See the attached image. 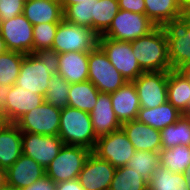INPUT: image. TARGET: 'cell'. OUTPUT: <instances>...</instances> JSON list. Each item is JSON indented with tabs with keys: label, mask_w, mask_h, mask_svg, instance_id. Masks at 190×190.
<instances>
[{
	"label": "cell",
	"mask_w": 190,
	"mask_h": 190,
	"mask_svg": "<svg viewBox=\"0 0 190 190\" xmlns=\"http://www.w3.org/2000/svg\"><path fill=\"white\" fill-rule=\"evenodd\" d=\"M185 35L168 27H156L149 34L131 41L134 56L143 72L175 68L178 45Z\"/></svg>",
	"instance_id": "obj_1"
},
{
	"label": "cell",
	"mask_w": 190,
	"mask_h": 190,
	"mask_svg": "<svg viewBox=\"0 0 190 190\" xmlns=\"http://www.w3.org/2000/svg\"><path fill=\"white\" fill-rule=\"evenodd\" d=\"M60 55L53 49H41L26 54L16 85L32 93L45 95L52 74L58 73Z\"/></svg>",
	"instance_id": "obj_2"
},
{
	"label": "cell",
	"mask_w": 190,
	"mask_h": 190,
	"mask_svg": "<svg viewBox=\"0 0 190 190\" xmlns=\"http://www.w3.org/2000/svg\"><path fill=\"white\" fill-rule=\"evenodd\" d=\"M58 137L66 145L82 146L93 151L97 138L90 113L70 106L61 109Z\"/></svg>",
	"instance_id": "obj_3"
},
{
	"label": "cell",
	"mask_w": 190,
	"mask_h": 190,
	"mask_svg": "<svg viewBox=\"0 0 190 190\" xmlns=\"http://www.w3.org/2000/svg\"><path fill=\"white\" fill-rule=\"evenodd\" d=\"M99 35L91 28L78 26L64 19L59 23L52 49L57 53L90 52L98 46Z\"/></svg>",
	"instance_id": "obj_4"
},
{
	"label": "cell",
	"mask_w": 190,
	"mask_h": 190,
	"mask_svg": "<svg viewBox=\"0 0 190 190\" xmlns=\"http://www.w3.org/2000/svg\"><path fill=\"white\" fill-rule=\"evenodd\" d=\"M157 26L147 17L120 9L108 30L99 37H108L116 41L131 42L149 34Z\"/></svg>",
	"instance_id": "obj_5"
},
{
	"label": "cell",
	"mask_w": 190,
	"mask_h": 190,
	"mask_svg": "<svg viewBox=\"0 0 190 190\" xmlns=\"http://www.w3.org/2000/svg\"><path fill=\"white\" fill-rule=\"evenodd\" d=\"M91 150L75 145L64 144L58 155L45 169L46 175L56 184L78 179L83 165Z\"/></svg>",
	"instance_id": "obj_6"
},
{
	"label": "cell",
	"mask_w": 190,
	"mask_h": 190,
	"mask_svg": "<svg viewBox=\"0 0 190 190\" xmlns=\"http://www.w3.org/2000/svg\"><path fill=\"white\" fill-rule=\"evenodd\" d=\"M145 14L157 27H168L190 35L181 0H144Z\"/></svg>",
	"instance_id": "obj_7"
},
{
	"label": "cell",
	"mask_w": 190,
	"mask_h": 190,
	"mask_svg": "<svg viewBox=\"0 0 190 190\" xmlns=\"http://www.w3.org/2000/svg\"><path fill=\"white\" fill-rule=\"evenodd\" d=\"M88 64V80L102 93L115 92L127 83L99 46L89 52Z\"/></svg>",
	"instance_id": "obj_8"
},
{
	"label": "cell",
	"mask_w": 190,
	"mask_h": 190,
	"mask_svg": "<svg viewBox=\"0 0 190 190\" xmlns=\"http://www.w3.org/2000/svg\"><path fill=\"white\" fill-rule=\"evenodd\" d=\"M98 46L104 51L113 67L127 82L137 79L143 71L136 60L131 42L99 37Z\"/></svg>",
	"instance_id": "obj_9"
},
{
	"label": "cell",
	"mask_w": 190,
	"mask_h": 190,
	"mask_svg": "<svg viewBox=\"0 0 190 190\" xmlns=\"http://www.w3.org/2000/svg\"><path fill=\"white\" fill-rule=\"evenodd\" d=\"M61 109L44 102L42 105L24 114L15 124L22 132L58 136Z\"/></svg>",
	"instance_id": "obj_10"
},
{
	"label": "cell",
	"mask_w": 190,
	"mask_h": 190,
	"mask_svg": "<svg viewBox=\"0 0 190 190\" xmlns=\"http://www.w3.org/2000/svg\"><path fill=\"white\" fill-rule=\"evenodd\" d=\"M135 148L122 129L97 138L93 153L107 160L115 168L126 166L135 154Z\"/></svg>",
	"instance_id": "obj_11"
},
{
	"label": "cell",
	"mask_w": 190,
	"mask_h": 190,
	"mask_svg": "<svg viewBox=\"0 0 190 190\" xmlns=\"http://www.w3.org/2000/svg\"><path fill=\"white\" fill-rule=\"evenodd\" d=\"M132 82L135 85L141 108H155L168 101V72H143Z\"/></svg>",
	"instance_id": "obj_12"
},
{
	"label": "cell",
	"mask_w": 190,
	"mask_h": 190,
	"mask_svg": "<svg viewBox=\"0 0 190 190\" xmlns=\"http://www.w3.org/2000/svg\"><path fill=\"white\" fill-rule=\"evenodd\" d=\"M63 145L58 136L22 132V154L33 158L44 169L58 155Z\"/></svg>",
	"instance_id": "obj_13"
},
{
	"label": "cell",
	"mask_w": 190,
	"mask_h": 190,
	"mask_svg": "<svg viewBox=\"0 0 190 190\" xmlns=\"http://www.w3.org/2000/svg\"><path fill=\"white\" fill-rule=\"evenodd\" d=\"M0 34L9 51L33 53V25L23 14L2 21Z\"/></svg>",
	"instance_id": "obj_14"
},
{
	"label": "cell",
	"mask_w": 190,
	"mask_h": 190,
	"mask_svg": "<svg viewBox=\"0 0 190 190\" xmlns=\"http://www.w3.org/2000/svg\"><path fill=\"white\" fill-rule=\"evenodd\" d=\"M116 168L92 151L88 155L78 181L85 190H108Z\"/></svg>",
	"instance_id": "obj_15"
},
{
	"label": "cell",
	"mask_w": 190,
	"mask_h": 190,
	"mask_svg": "<svg viewBox=\"0 0 190 190\" xmlns=\"http://www.w3.org/2000/svg\"><path fill=\"white\" fill-rule=\"evenodd\" d=\"M44 96L32 93L20 86L12 85L8 94V100L3 107L4 120L6 123H15L24 114L44 103Z\"/></svg>",
	"instance_id": "obj_16"
},
{
	"label": "cell",
	"mask_w": 190,
	"mask_h": 190,
	"mask_svg": "<svg viewBox=\"0 0 190 190\" xmlns=\"http://www.w3.org/2000/svg\"><path fill=\"white\" fill-rule=\"evenodd\" d=\"M46 175L45 169L33 158L21 155L19 159L6 170V187L21 190Z\"/></svg>",
	"instance_id": "obj_17"
},
{
	"label": "cell",
	"mask_w": 190,
	"mask_h": 190,
	"mask_svg": "<svg viewBox=\"0 0 190 190\" xmlns=\"http://www.w3.org/2000/svg\"><path fill=\"white\" fill-rule=\"evenodd\" d=\"M121 129L133 144L136 151H153L160 153L162 149L160 131L137 119L121 124Z\"/></svg>",
	"instance_id": "obj_18"
},
{
	"label": "cell",
	"mask_w": 190,
	"mask_h": 190,
	"mask_svg": "<svg viewBox=\"0 0 190 190\" xmlns=\"http://www.w3.org/2000/svg\"><path fill=\"white\" fill-rule=\"evenodd\" d=\"M96 103L90 113L96 138L121 129V123L113 111L110 93L99 92Z\"/></svg>",
	"instance_id": "obj_19"
},
{
	"label": "cell",
	"mask_w": 190,
	"mask_h": 190,
	"mask_svg": "<svg viewBox=\"0 0 190 190\" xmlns=\"http://www.w3.org/2000/svg\"><path fill=\"white\" fill-rule=\"evenodd\" d=\"M113 111L121 124L135 120L141 108L133 82H127L117 91L110 93Z\"/></svg>",
	"instance_id": "obj_20"
},
{
	"label": "cell",
	"mask_w": 190,
	"mask_h": 190,
	"mask_svg": "<svg viewBox=\"0 0 190 190\" xmlns=\"http://www.w3.org/2000/svg\"><path fill=\"white\" fill-rule=\"evenodd\" d=\"M22 155V131L15 123L0 126V167L7 170Z\"/></svg>",
	"instance_id": "obj_21"
},
{
	"label": "cell",
	"mask_w": 190,
	"mask_h": 190,
	"mask_svg": "<svg viewBox=\"0 0 190 190\" xmlns=\"http://www.w3.org/2000/svg\"><path fill=\"white\" fill-rule=\"evenodd\" d=\"M23 15L34 26L40 23H60L64 14L59 0H26Z\"/></svg>",
	"instance_id": "obj_22"
},
{
	"label": "cell",
	"mask_w": 190,
	"mask_h": 190,
	"mask_svg": "<svg viewBox=\"0 0 190 190\" xmlns=\"http://www.w3.org/2000/svg\"><path fill=\"white\" fill-rule=\"evenodd\" d=\"M59 55L58 73L62 78H65L70 84L88 80L89 52H66Z\"/></svg>",
	"instance_id": "obj_23"
},
{
	"label": "cell",
	"mask_w": 190,
	"mask_h": 190,
	"mask_svg": "<svg viewBox=\"0 0 190 190\" xmlns=\"http://www.w3.org/2000/svg\"><path fill=\"white\" fill-rule=\"evenodd\" d=\"M168 102L183 115H190V82L175 68L168 71Z\"/></svg>",
	"instance_id": "obj_24"
},
{
	"label": "cell",
	"mask_w": 190,
	"mask_h": 190,
	"mask_svg": "<svg viewBox=\"0 0 190 190\" xmlns=\"http://www.w3.org/2000/svg\"><path fill=\"white\" fill-rule=\"evenodd\" d=\"M182 116L183 114L167 101L155 108H140L136 119L161 131L166 126L174 124Z\"/></svg>",
	"instance_id": "obj_25"
},
{
	"label": "cell",
	"mask_w": 190,
	"mask_h": 190,
	"mask_svg": "<svg viewBox=\"0 0 190 190\" xmlns=\"http://www.w3.org/2000/svg\"><path fill=\"white\" fill-rule=\"evenodd\" d=\"M99 90L89 80L71 84L68 106L91 113L97 104Z\"/></svg>",
	"instance_id": "obj_26"
},
{
	"label": "cell",
	"mask_w": 190,
	"mask_h": 190,
	"mask_svg": "<svg viewBox=\"0 0 190 190\" xmlns=\"http://www.w3.org/2000/svg\"><path fill=\"white\" fill-rule=\"evenodd\" d=\"M162 149L177 145L190 146V115H183L174 124L160 131Z\"/></svg>",
	"instance_id": "obj_27"
},
{
	"label": "cell",
	"mask_w": 190,
	"mask_h": 190,
	"mask_svg": "<svg viewBox=\"0 0 190 190\" xmlns=\"http://www.w3.org/2000/svg\"><path fill=\"white\" fill-rule=\"evenodd\" d=\"M147 182L148 190H190L183 173H172L161 164Z\"/></svg>",
	"instance_id": "obj_28"
},
{
	"label": "cell",
	"mask_w": 190,
	"mask_h": 190,
	"mask_svg": "<svg viewBox=\"0 0 190 190\" xmlns=\"http://www.w3.org/2000/svg\"><path fill=\"white\" fill-rule=\"evenodd\" d=\"M159 161L172 173H183L190 166V146L177 145L161 149Z\"/></svg>",
	"instance_id": "obj_29"
},
{
	"label": "cell",
	"mask_w": 190,
	"mask_h": 190,
	"mask_svg": "<svg viewBox=\"0 0 190 190\" xmlns=\"http://www.w3.org/2000/svg\"><path fill=\"white\" fill-rule=\"evenodd\" d=\"M147 180L133 168H116L108 190H148Z\"/></svg>",
	"instance_id": "obj_30"
},
{
	"label": "cell",
	"mask_w": 190,
	"mask_h": 190,
	"mask_svg": "<svg viewBox=\"0 0 190 190\" xmlns=\"http://www.w3.org/2000/svg\"><path fill=\"white\" fill-rule=\"evenodd\" d=\"M118 0H96L94 2L93 30L103 35L119 11Z\"/></svg>",
	"instance_id": "obj_31"
},
{
	"label": "cell",
	"mask_w": 190,
	"mask_h": 190,
	"mask_svg": "<svg viewBox=\"0 0 190 190\" xmlns=\"http://www.w3.org/2000/svg\"><path fill=\"white\" fill-rule=\"evenodd\" d=\"M24 57L23 53L9 50L0 55V86L16 83Z\"/></svg>",
	"instance_id": "obj_32"
},
{
	"label": "cell",
	"mask_w": 190,
	"mask_h": 190,
	"mask_svg": "<svg viewBox=\"0 0 190 190\" xmlns=\"http://www.w3.org/2000/svg\"><path fill=\"white\" fill-rule=\"evenodd\" d=\"M71 84L59 73L52 74L44 101L54 107L64 109L68 106V94Z\"/></svg>",
	"instance_id": "obj_33"
},
{
	"label": "cell",
	"mask_w": 190,
	"mask_h": 190,
	"mask_svg": "<svg viewBox=\"0 0 190 190\" xmlns=\"http://www.w3.org/2000/svg\"><path fill=\"white\" fill-rule=\"evenodd\" d=\"M88 0L69 5L63 11V19L66 22L93 29L94 2Z\"/></svg>",
	"instance_id": "obj_34"
},
{
	"label": "cell",
	"mask_w": 190,
	"mask_h": 190,
	"mask_svg": "<svg viewBox=\"0 0 190 190\" xmlns=\"http://www.w3.org/2000/svg\"><path fill=\"white\" fill-rule=\"evenodd\" d=\"M159 164V153L142 150L135 151V154L127 162L126 166L133 168L134 171L148 181Z\"/></svg>",
	"instance_id": "obj_35"
},
{
	"label": "cell",
	"mask_w": 190,
	"mask_h": 190,
	"mask_svg": "<svg viewBox=\"0 0 190 190\" xmlns=\"http://www.w3.org/2000/svg\"><path fill=\"white\" fill-rule=\"evenodd\" d=\"M59 23H40L33 26V53L41 49H52Z\"/></svg>",
	"instance_id": "obj_36"
},
{
	"label": "cell",
	"mask_w": 190,
	"mask_h": 190,
	"mask_svg": "<svg viewBox=\"0 0 190 190\" xmlns=\"http://www.w3.org/2000/svg\"><path fill=\"white\" fill-rule=\"evenodd\" d=\"M175 69L190 82V35L185 36L178 45Z\"/></svg>",
	"instance_id": "obj_37"
},
{
	"label": "cell",
	"mask_w": 190,
	"mask_h": 190,
	"mask_svg": "<svg viewBox=\"0 0 190 190\" xmlns=\"http://www.w3.org/2000/svg\"><path fill=\"white\" fill-rule=\"evenodd\" d=\"M26 0H0V18L2 21L23 14Z\"/></svg>",
	"instance_id": "obj_38"
},
{
	"label": "cell",
	"mask_w": 190,
	"mask_h": 190,
	"mask_svg": "<svg viewBox=\"0 0 190 190\" xmlns=\"http://www.w3.org/2000/svg\"><path fill=\"white\" fill-rule=\"evenodd\" d=\"M119 9L145 14L144 0H118Z\"/></svg>",
	"instance_id": "obj_39"
},
{
	"label": "cell",
	"mask_w": 190,
	"mask_h": 190,
	"mask_svg": "<svg viewBox=\"0 0 190 190\" xmlns=\"http://www.w3.org/2000/svg\"><path fill=\"white\" fill-rule=\"evenodd\" d=\"M56 183L47 175L21 190H56Z\"/></svg>",
	"instance_id": "obj_40"
},
{
	"label": "cell",
	"mask_w": 190,
	"mask_h": 190,
	"mask_svg": "<svg viewBox=\"0 0 190 190\" xmlns=\"http://www.w3.org/2000/svg\"><path fill=\"white\" fill-rule=\"evenodd\" d=\"M56 190H85L78 179L57 183Z\"/></svg>",
	"instance_id": "obj_41"
},
{
	"label": "cell",
	"mask_w": 190,
	"mask_h": 190,
	"mask_svg": "<svg viewBox=\"0 0 190 190\" xmlns=\"http://www.w3.org/2000/svg\"><path fill=\"white\" fill-rule=\"evenodd\" d=\"M12 86H0V106L3 108L8 100V94Z\"/></svg>",
	"instance_id": "obj_42"
},
{
	"label": "cell",
	"mask_w": 190,
	"mask_h": 190,
	"mask_svg": "<svg viewBox=\"0 0 190 190\" xmlns=\"http://www.w3.org/2000/svg\"><path fill=\"white\" fill-rule=\"evenodd\" d=\"M182 8L187 21L190 23V0H181Z\"/></svg>",
	"instance_id": "obj_43"
},
{
	"label": "cell",
	"mask_w": 190,
	"mask_h": 190,
	"mask_svg": "<svg viewBox=\"0 0 190 190\" xmlns=\"http://www.w3.org/2000/svg\"><path fill=\"white\" fill-rule=\"evenodd\" d=\"M59 1L62 5V9L64 11L69 5L77 4V3L88 1V0H59Z\"/></svg>",
	"instance_id": "obj_44"
},
{
	"label": "cell",
	"mask_w": 190,
	"mask_h": 190,
	"mask_svg": "<svg viewBox=\"0 0 190 190\" xmlns=\"http://www.w3.org/2000/svg\"><path fill=\"white\" fill-rule=\"evenodd\" d=\"M6 188V170L0 167V190Z\"/></svg>",
	"instance_id": "obj_45"
},
{
	"label": "cell",
	"mask_w": 190,
	"mask_h": 190,
	"mask_svg": "<svg viewBox=\"0 0 190 190\" xmlns=\"http://www.w3.org/2000/svg\"><path fill=\"white\" fill-rule=\"evenodd\" d=\"M184 179L186 180V185L190 189V166L183 172Z\"/></svg>",
	"instance_id": "obj_46"
},
{
	"label": "cell",
	"mask_w": 190,
	"mask_h": 190,
	"mask_svg": "<svg viewBox=\"0 0 190 190\" xmlns=\"http://www.w3.org/2000/svg\"><path fill=\"white\" fill-rule=\"evenodd\" d=\"M7 51H8V49H7V47H6L5 41H4V39L2 38V36H1V34H0V55H1L2 53L7 52Z\"/></svg>",
	"instance_id": "obj_47"
},
{
	"label": "cell",
	"mask_w": 190,
	"mask_h": 190,
	"mask_svg": "<svg viewBox=\"0 0 190 190\" xmlns=\"http://www.w3.org/2000/svg\"><path fill=\"white\" fill-rule=\"evenodd\" d=\"M5 123V120H4V113H0V126Z\"/></svg>",
	"instance_id": "obj_48"
},
{
	"label": "cell",
	"mask_w": 190,
	"mask_h": 190,
	"mask_svg": "<svg viewBox=\"0 0 190 190\" xmlns=\"http://www.w3.org/2000/svg\"><path fill=\"white\" fill-rule=\"evenodd\" d=\"M0 113H3V108L0 106Z\"/></svg>",
	"instance_id": "obj_49"
},
{
	"label": "cell",
	"mask_w": 190,
	"mask_h": 190,
	"mask_svg": "<svg viewBox=\"0 0 190 190\" xmlns=\"http://www.w3.org/2000/svg\"><path fill=\"white\" fill-rule=\"evenodd\" d=\"M1 24H2V19L0 18V30H1Z\"/></svg>",
	"instance_id": "obj_50"
}]
</instances>
